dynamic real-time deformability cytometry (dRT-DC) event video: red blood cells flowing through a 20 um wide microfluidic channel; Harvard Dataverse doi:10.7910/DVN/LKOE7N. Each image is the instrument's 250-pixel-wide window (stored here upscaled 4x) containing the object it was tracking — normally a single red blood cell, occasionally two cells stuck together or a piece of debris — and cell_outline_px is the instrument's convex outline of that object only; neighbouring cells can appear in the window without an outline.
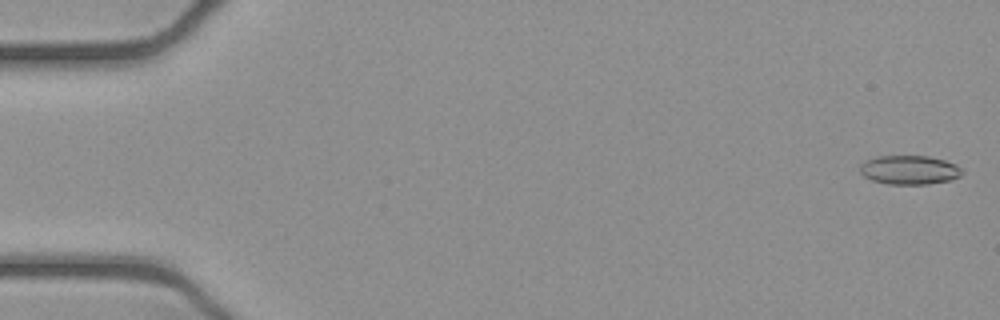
{"species": "common noctule bat (a hibernating species)", "species_latin": "Nyctalus noctula", "temperature_condition": "cold", "stored_images_in_passage": 52, "camera_frame_rate_fps": 3000, "um_per_image_px": 0.085, "animal": {"sex": "female", "body_mass_g": 21.9}, "frame": {"image": 1, "passage_image": 1, "time_ms": 0.0, "image_size_px": [1000, 320], "cell_outline_px": [[964, 172], [960, 176], [948, 180], [928, 184], [888, 184], [872, 180], [864, 176], [860, 172], [860, 164], [876, 156], [928, 156], [944, 160], [956, 164]], "centroid_in_image_um": [77.29, 14.44], "position_along_channel_um": 7.7, "area_um2": 17.17}}
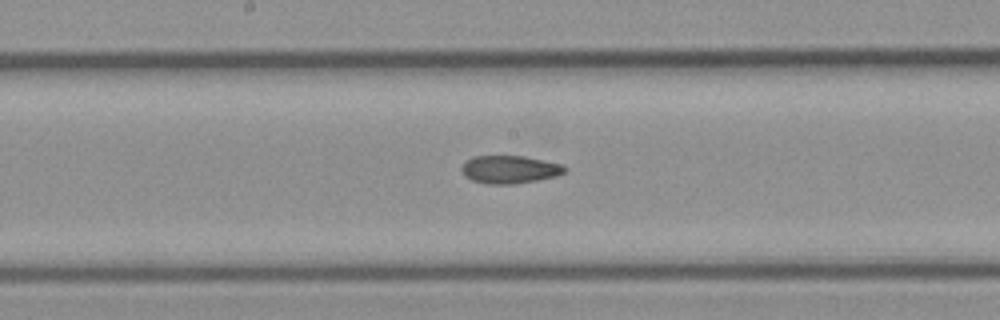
{"frame": {"image": 2, "passage_image": 27, "time_ms": 8.667, "image_size_px": [1000, 320], "cell_outline_px": [[568, 168], [564, 172], [556, 176], [536, 180], [512, 184], [488, 184], [472, 180], [464, 176], [460, 168], [472, 156], [524, 156], [564, 164]], "centroid_in_image_um": [43.33, 14.4], "position_along_channel_um": 204.9, "area_um2": 16.76}}
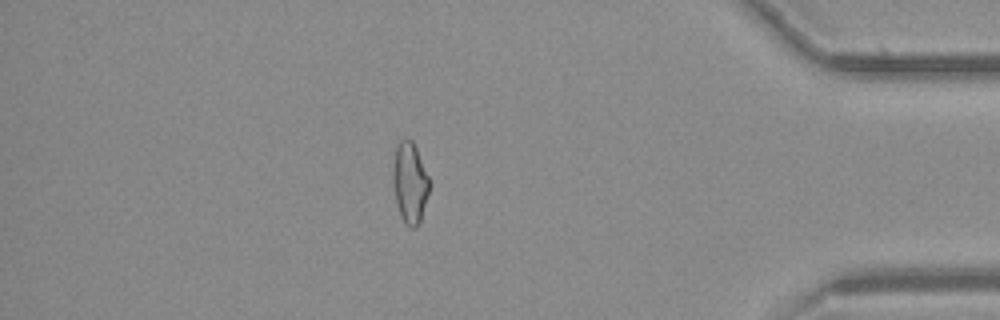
{"frame": {"image": 3, "passage_image": 45, "time_ms": 14.667, "image_size_px": [1000, 320], "cell_outline_px": [[428, 192], [420, 220], [416, 228], [412, 228], [404, 224], [400, 216], [396, 200], [392, 180], [392, 172], [396, 144], [400, 140], [412, 140], [416, 148], [428, 176]], "centroid_in_image_um": [34.8, 15.54], "position_along_channel_um": 400.4, "area_um2": 16.88}, "authors_computed_cell_mechanics": {"area_um2": 17.1088, "velocity_mm_per_s": 3.9253, "shape_relaxation_time_tau1_ms": null, "shape_relaxation_time_tau2_ms": 4.698, "deformation_change_tau1": null, "deformation_change_tau2": 0.1331}}